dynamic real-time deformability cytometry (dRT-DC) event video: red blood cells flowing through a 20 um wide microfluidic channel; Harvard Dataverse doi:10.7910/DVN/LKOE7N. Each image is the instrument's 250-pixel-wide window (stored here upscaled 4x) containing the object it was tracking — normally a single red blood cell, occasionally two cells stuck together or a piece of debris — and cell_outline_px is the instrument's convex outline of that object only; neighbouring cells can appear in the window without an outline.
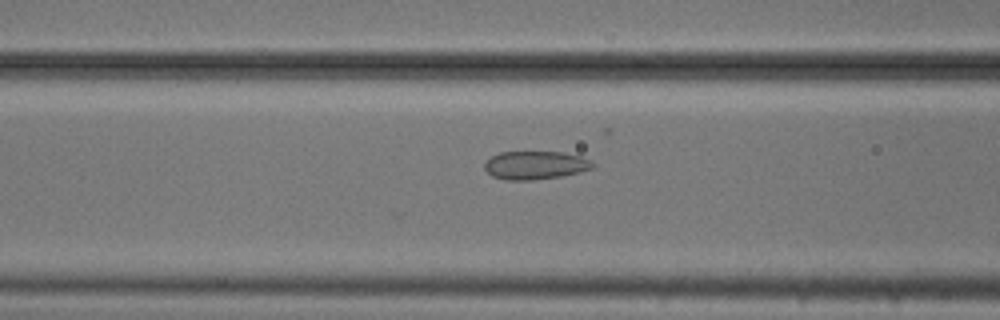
{"species": "common noctule bat (a hibernating species)", "species_latin": "Nyctalus noctula", "temperature_condition": "cold", "stored_images_in_passage": 29, "camera_frame_rate_fps": 3000, "um_per_image_px": 0.085, "animal": {"sex": "male", "body_mass_g": 20.5, "forearm_length_mm": 52.5}, "frame": {"image": 1, "passage_image": 8, "time_ms": 2.333, "image_size_px": [1000, 320], "cell_outline_px": [[596, 164], [592, 168], [580, 172], [560, 176], [532, 180], [504, 180], [492, 176], [484, 168], [484, 164], [492, 156], [500, 152], [564, 152], [580, 156], [592, 160]], "centroid_in_image_um": [45.52, 14.04], "position_along_channel_um": 121.1, "area_um2": 17.86}}
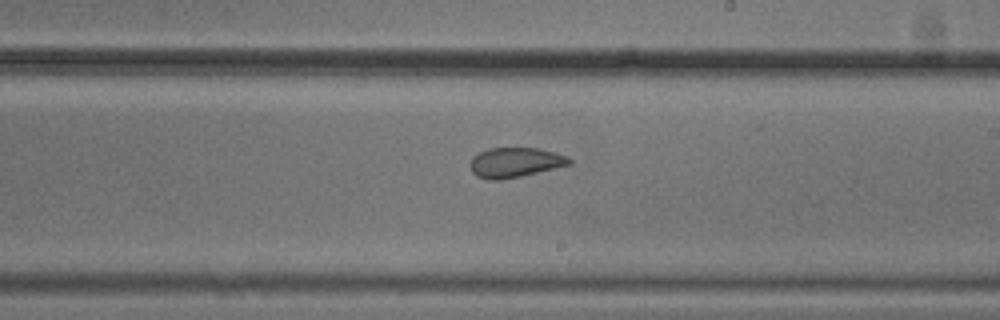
{"frame": {"image": 2, "passage_image": 18, "time_ms": 5.667, "image_size_px": [1000, 320], "cell_outline_px": [[572, 164], [520, 176], [500, 180], [488, 180], [476, 176], [472, 172], [472, 156], [488, 148], [536, 148], [556, 152], [568, 156], [572, 160]], "centroid_in_image_um": [43.81, 13.8], "position_along_channel_um": 245.2, "area_um2": 17.17}}
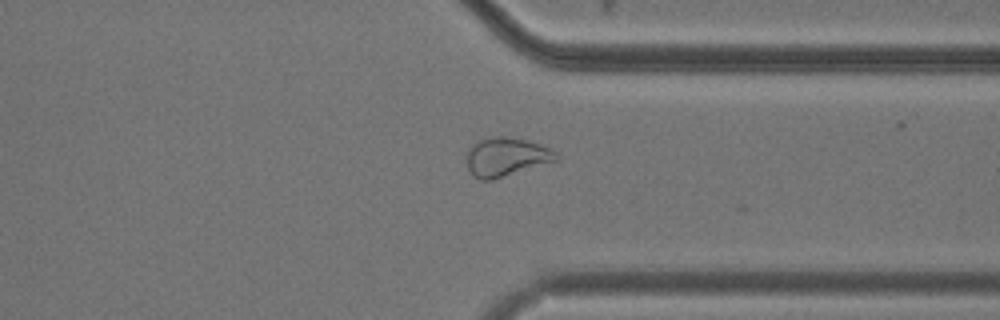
{"frame": {"image": 3, "passage_image": 28, "time_ms": 9.0, "image_size_px": [1000, 320], "cell_outline_px": [[560, 160], [492, 180], [480, 180], [468, 168], [468, 152], [472, 144], [476, 140], [492, 136], [512, 136], [528, 140], [552, 148], [560, 156]], "centroid_in_image_um": [43.1, 13.31], "position_along_channel_um": 368.3, "area_um2": 20.52}}